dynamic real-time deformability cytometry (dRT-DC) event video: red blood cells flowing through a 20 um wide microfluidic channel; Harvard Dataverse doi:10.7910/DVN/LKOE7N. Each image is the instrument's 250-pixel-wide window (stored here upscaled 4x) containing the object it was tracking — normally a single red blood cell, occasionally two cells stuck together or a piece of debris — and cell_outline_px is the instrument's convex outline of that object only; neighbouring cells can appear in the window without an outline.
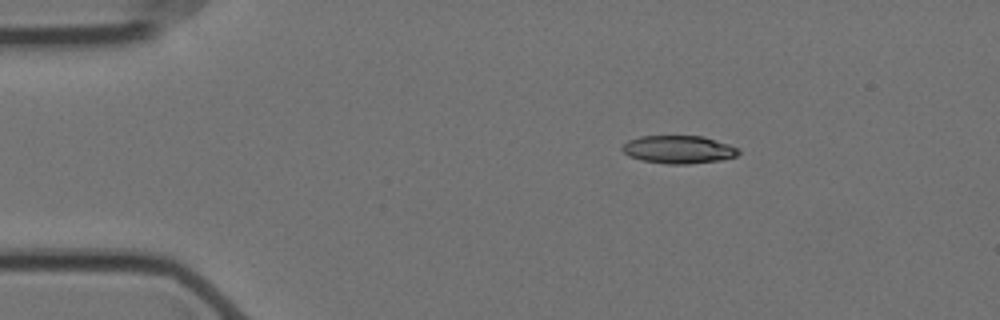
{"species": "Egyptian fruit bat (a non-hibernating species)", "species_latin": "Rousettus aegyptiacus", "temperature_condition": "cold", "stored_images_in_passage": 40, "camera_frame_rate_fps": 3000, "um_per_image_px": 0.085, "animal": {"sex": "female"}, "frame": {"image": 1, "passage_image": 1, "time_ms": 0.0, "image_size_px": [1000, 320], "cell_outline_px": [[740, 152], [736, 156], [720, 160], [688, 164], [668, 164], [644, 160], [628, 156], [620, 148], [628, 140], [640, 136], [704, 136], [740, 148]], "centroid_in_image_um": [57.69, 12.7], "position_along_channel_um": 27.3, "area_um2": 18.9}}
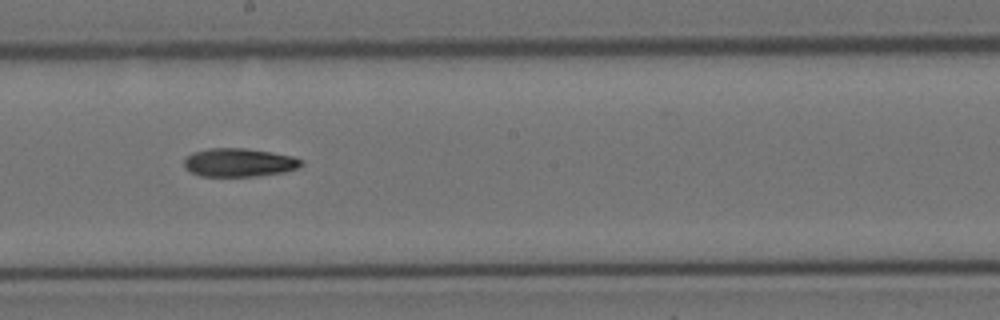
{"frame": {"image": 2, "passage_image": 23, "time_ms": 7.333, "image_size_px": [1000, 320], "cell_outline_px": [[304, 164], [300, 168], [284, 172], [256, 176], [200, 176], [192, 172], [184, 164], [184, 160], [192, 152], [208, 148], [244, 148], [272, 152], [292, 156], [304, 160]], "centroid_in_image_um": [20.38, 13.81], "position_along_channel_um": 227.8, "area_um2": 19.48}}
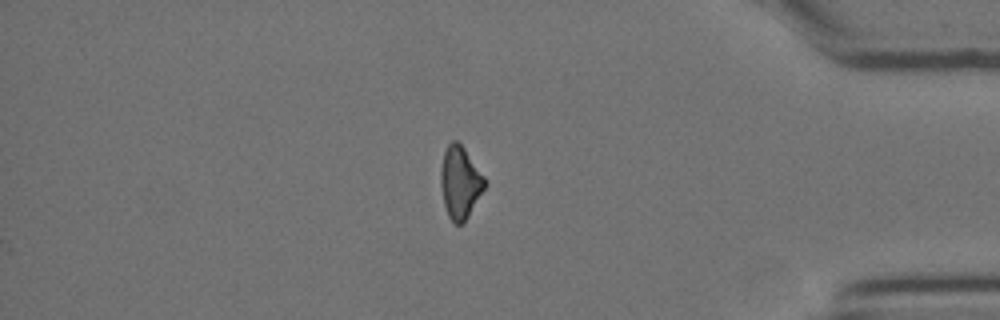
{"frame": {"image": 3, "passage_image": 40, "time_ms": 13.0, "image_size_px": [1000, 320], "cell_outline_px": [[488, 184], [464, 224], [456, 224], [448, 216], [444, 204], [440, 184], [440, 168], [444, 152], [448, 144], [452, 140], [456, 140], [464, 148], [484, 176]], "centroid_in_image_um": [39.12, 15.52], "position_along_channel_um": 396.1, "area_um2": 18.73}}